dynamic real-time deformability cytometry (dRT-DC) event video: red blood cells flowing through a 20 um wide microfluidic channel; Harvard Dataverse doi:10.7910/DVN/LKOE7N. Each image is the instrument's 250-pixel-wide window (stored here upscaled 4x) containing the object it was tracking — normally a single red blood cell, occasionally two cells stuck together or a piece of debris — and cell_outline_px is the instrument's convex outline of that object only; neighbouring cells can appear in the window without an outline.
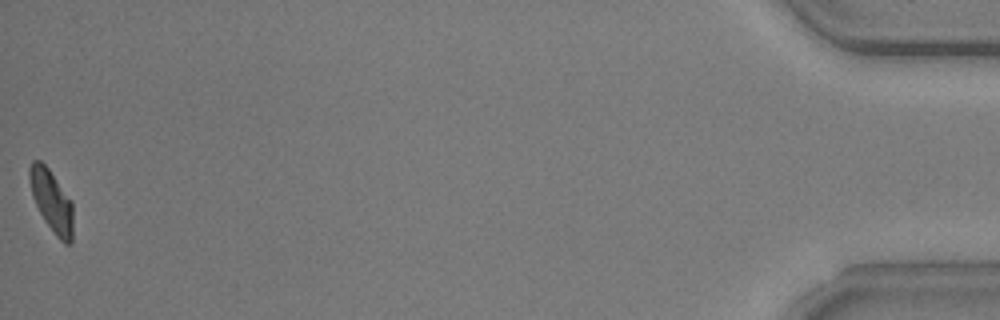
{"species": "common noctule bat (a hibernating species)", "species_latin": "Nyctalus noctula", "temperature_condition": "warm", "stored_images_in_passage": 41, "camera_frame_rate_fps": 3000, "um_per_image_px": 0.085, "animal": {"sex": "male", "body_mass_g": 20.5, "forearm_length_mm": 52.5}, "frame": {"image": 1, "passage_image": 41, "time_ms": 13.333, "image_size_px": [1000, 320], "cell_outline_px": [[72, 244], [64, 244], [56, 236], [44, 220], [32, 196], [28, 180], [28, 168], [32, 160], [40, 160], [48, 168], [72, 200]], "centroid_in_image_um": [4.37, 17.07], "position_along_channel_um": 430.8, "area_um2": 15.84}, "authors_computed_cell_mechanics": {"area_um2": 16.473, "velocity_mm_per_s": 3.7379, "shape_relaxation_time_tau1_ms": 10.5746, "shape_relaxation_time_tau2_ms": null, "deformation_change_tau1": 0.3256, "deformation_change_tau2": null}}